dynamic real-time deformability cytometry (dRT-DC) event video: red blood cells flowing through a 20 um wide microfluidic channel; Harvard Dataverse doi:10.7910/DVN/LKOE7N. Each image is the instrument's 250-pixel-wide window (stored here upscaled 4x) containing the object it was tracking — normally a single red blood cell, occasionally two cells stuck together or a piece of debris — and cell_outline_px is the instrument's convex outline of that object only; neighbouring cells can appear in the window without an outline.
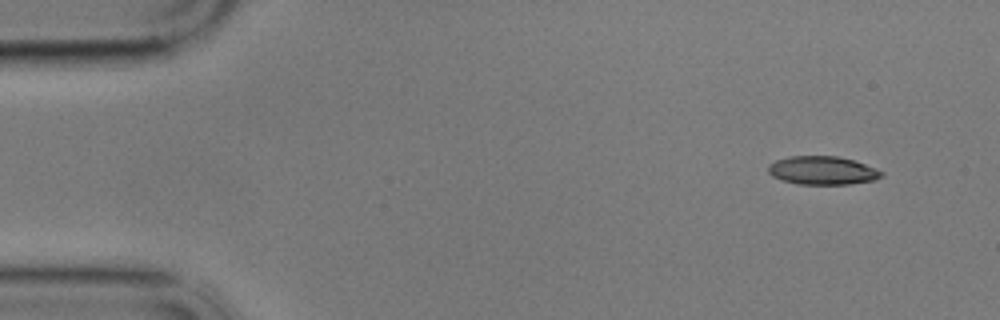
{"species": "common noctule bat (a hibernating species)", "species_latin": "Nyctalus noctula", "temperature_condition": "cold", "stored_images_in_passage": 31, "camera_frame_rate_fps": 3000, "um_per_image_px": 0.085, "animal": {"sex": "male", "body_mass_g": 17.9}, "frame": {"image": 1, "passage_image": 1, "time_ms": 0.0, "image_size_px": [1000, 320], "cell_outline_px": [[884, 176], [876, 180], [848, 184], [800, 184], [780, 180], [772, 176], [768, 172], [768, 164], [776, 160], [788, 156], [836, 156], [852, 160], [864, 164], [884, 172]], "centroid_in_image_um": [69.89, 14.49], "position_along_channel_um": 15.1, "area_um2": 18.79}}
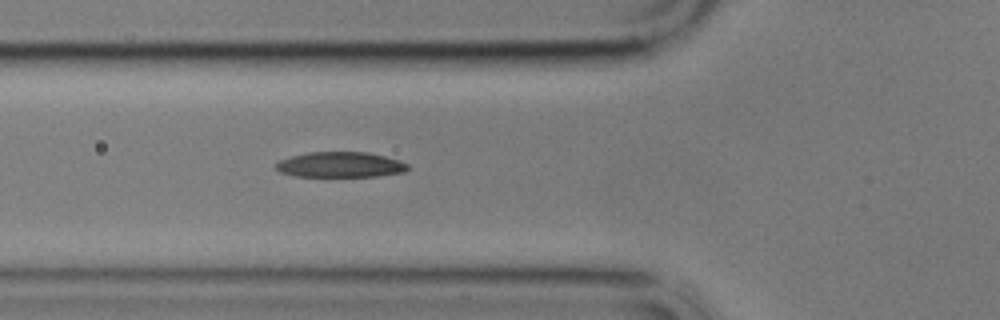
{"frame": {"image": 2, "passage_image": 17, "time_ms": 5.333, "image_size_px": [1000, 320], "cell_outline_px": [[408, 168], [404, 172], [376, 176], [296, 176], [280, 172], [272, 164], [280, 160], [292, 156], [308, 152], [368, 152], [400, 160], [408, 164]], "centroid_in_image_um": [28.91, 13.99], "position_along_channel_um": 96.9, "area_um2": 19.48}}
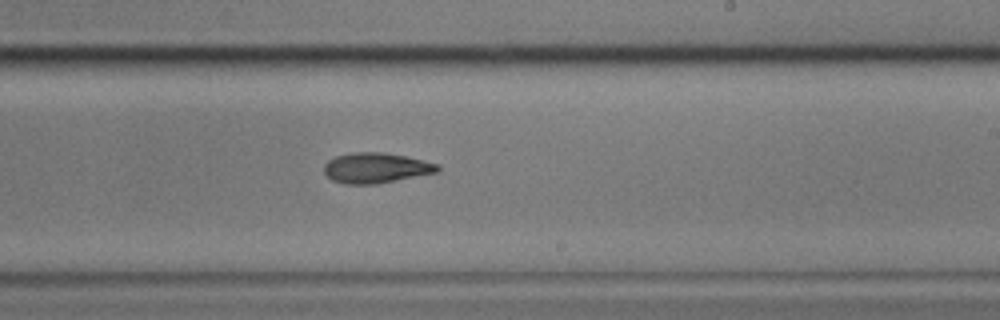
{"frame": {"image": 3, "passage_image": 31, "time_ms": 10.0, "image_size_px": [1000, 320], "cell_outline_px": [[440, 172], [376, 184], [344, 184], [332, 180], [324, 172], [324, 164], [328, 160], [336, 156], [352, 152], [384, 152], [404, 156], [440, 164]], "centroid_in_image_um": [31.97, 14.27], "position_along_channel_um": 257.0, "area_um2": 20.17}}